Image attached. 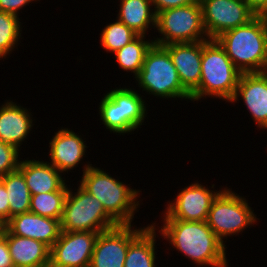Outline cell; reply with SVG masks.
I'll return each instance as SVG.
<instances>
[{"instance_id":"obj_1","label":"cell","mask_w":267,"mask_h":267,"mask_svg":"<svg viewBox=\"0 0 267 267\" xmlns=\"http://www.w3.org/2000/svg\"><path fill=\"white\" fill-rule=\"evenodd\" d=\"M159 227L152 223L170 248H175L198 267H228L226 245L208 226L206 221L163 219ZM158 227V228H157Z\"/></svg>"},{"instance_id":"obj_2","label":"cell","mask_w":267,"mask_h":267,"mask_svg":"<svg viewBox=\"0 0 267 267\" xmlns=\"http://www.w3.org/2000/svg\"><path fill=\"white\" fill-rule=\"evenodd\" d=\"M86 163L83 164L79 184L102 203L105 211L118 224H132L142 201L138 200L141 191L130 188L105 170L93 167L91 162Z\"/></svg>"},{"instance_id":"obj_3","label":"cell","mask_w":267,"mask_h":267,"mask_svg":"<svg viewBox=\"0 0 267 267\" xmlns=\"http://www.w3.org/2000/svg\"><path fill=\"white\" fill-rule=\"evenodd\" d=\"M215 40L242 73L263 72L267 59V16L227 30Z\"/></svg>"},{"instance_id":"obj_4","label":"cell","mask_w":267,"mask_h":267,"mask_svg":"<svg viewBox=\"0 0 267 267\" xmlns=\"http://www.w3.org/2000/svg\"><path fill=\"white\" fill-rule=\"evenodd\" d=\"M241 74L215 39L202 41L200 85L191 94V101L215 97L230 102Z\"/></svg>"},{"instance_id":"obj_5","label":"cell","mask_w":267,"mask_h":267,"mask_svg":"<svg viewBox=\"0 0 267 267\" xmlns=\"http://www.w3.org/2000/svg\"><path fill=\"white\" fill-rule=\"evenodd\" d=\"M135 79V82H138L136 85L148 95L162 100L181 98L180 100L191 101V95L183 88L169 52L163 46H151Z\"/></svg>"},{"instance_id":"obj_6","label":"cell","mask_w":267,"mask_h":267,"mask_svg":"<svg viewBox=\"0 0 267 267\" xmlns=\"http://www.w3.org/2000/svg\"><path fill=\"white\" fill-rule=\"evenodd\" d=\"M247 201L228 187L214 198L206 222L224 244L225 239L242 234L259 220Z\"/></svg>"},{"instance_id":"obj_7","label":"cell","mask_w":267,"mask_h":267,"mask_svg":"<svg viewBox=\"0 0 267 267\" xmlns=\"http://www.w3.org/2000/svg\"><path fill=\"white\" fill-rule=\"evenodd\" d=\"M76 192L69 186L65 200L61 223V231L103 232L119 224L105 211L102 203L80 184Z\"/></svg>"},{"instance_id":"obj_8","label":"cell","mask_w":267,"mask_h":267,"mask_svg":"<svg viewBox=\"0 0 267 267\" xmlns=\"http://www.w3.org/2000/svg\"><path fill=\"white\" fill-rule=\"evenodd\" d=\"M155 30L161 34L160 37H153L154 44L159 46L209 40L199 0L194 4L158 12Z\"/></svg>"},{"instance_id":"obj_9","label":"cell","mask_w":267,"mask_h":267,"mask_svg":"<svg viewBox=\"0 0 267 267\" xmlns=\"http://www.w3.org/2000/svg\"><path fill=\"white\" fill-rule=\"evenodd\" d=\"M203 24L209 39L223 32L247 24L256 14L245 0H199Z\"/></svg>"},{"instance_id":"obj_10","label":"cell","mask_w":267,"mask_h":267,"mask_svg":"<svg viewBox=\"0 0 267 267\" xmlns=\"http://www.w3.org/2000/svg\"><path fill=\"white\" fill-rule=\"evenodd\" d=\"M210 190L201 182H193L181 189L174 200L167 202L162 219L206 221L214 198L221 191Z\"/></svg>"},{"instance_id":"obj_11","label":"cell","mask_w":267,"mask_h":267,"mask_svg":"<svg viewBox=\"0 0 267 267\" xmlns=\"http://www.w3.org/2000/svg\"><path fill=\"white\" fill-rule=\"evenodd\" d=\"M99 232L62 231L50 251L49 267H89Z\"/></svg>"},{"instance_id":"obj_12","label":"cell","mask_w":267,"mask_h":267,"mask_svg":"<svg viewBox=\"0 0 267 267\" xmlns=\"http://www.w3.org/2000/svg\"><path fill=\"white\" fill-rule=\"evenodd\" d=\"M134 227L132 224H119L100 232L89 267H124L129 241L141 230Z\"/></svg>"},{"instance_id":"obj_13","label":"cell","mask_w":267,"mask_h":267,"mask_svg":"<svg viewBox=\"0 0 267 267\" xmlns=\"http://www.w3.org/2000/svg\"><path fill=\"white\" fill-rule=\"evenodd\" d=\"M243 100L259 129L267 130V75L263 72L242 73L229 103Z\"/></svg>"},{"instance_id":"obj_14","label":"cell","mask_w":267,"mask_h":267,"mask_svg":"<svg viewBox=\"0 0 267 267\" xmlns=\"http://www.w3.org/2000/svg\"><path fill=\"white\" fill-rule=\"evenodd\" d=\"M87 148L81 135L61 127L49 142V163L63 175L64 172H73L71 170L83 162Z\"/></svg>"},{"instance_id":"obj_15","label":"cell","mask_w":267,"mask_h":267,"mask_svg":"<svg viewBox=\"0 0 267 267\" xmlns=\"http://www.w3.org/2000/svg\"><path fill=\"white\" fill-rule=\"evenodd\" d=\"M172 59L183 88L191 95L200 85L202 41L163 46Z\"/></svg>"},{"instance_id":"obj_16","label":"cell","mask_w":267,"mask_h":267,"mask_svg":"<svg viewBox=\"0 0 267 267\" xmlns=\"http://www.w3.org/2000/svg\"><path fill=\"white\" fill-rule=\"evenodd\" d=\"M5 228L12 234L41 241L50 248L61 234L60 220L43 217L32 212L11 217Z\"/></svg>"},{"instance_id":"obj_17","label":"cell","mask_w":267,"mask_h":267,"mask_svg":"<svg viewBox=\"0 0 267 267\" xmlns=\"http://www.w3.org/2000/svg\"><path fill=\"white\" fill-rule=\"evenodd\" d=\"M32 116L29 109L11 100L5 101L0 106V141L20 150L35 125Z\"/></svg>"},{"instance_id":"obj_18","label":"cell","mask_w":267,"mask_h":267,"mask_svg":"<svg viewBox=\"0 0 267 267\" xmlns=\"http://www.w3.org/2000/svg\"><path fill=\"white\" fill-rule=\"evenodd\" d=\"M18 170L23 174L31 195L69 191L63 174L48 161L22 159Z\"/></svg>"},{"instance_id":"obj_19","label":"cell","mask_w":267,"mask_h":267,"mask_svg":"<svg viewBox=\"0 0 267 267\" xmlns=\"http://www.w3.org/2000/svg\"><path fill=\"white\" fill-rule=\"evenodd\" d=\"M7 238L14 267H49L51 248L32 238L10 233L6 228L3 234Z\"/></svg>"},{"instance_id":"obj_20","label":"cell","mask_w":267,"mask_h":267,"mask_svg":"<svg viewBox=\"0 0 267 267\" xmlns=\"http://www.w3.org/2000/svg\"><path fill=\"white\" fill-rule=\"evenodd\" d=\"M115 103L120 105L121 117H123V134L131 133L143 125L147 117L145 99L134 87H117L106 93ZM143 98V99H142Z\"/></svg>"},{"instance_id":"obj_21","label":"cell","mask_w":267,"mask_h":267,"mask_svg":"<svg viewBox=\"0 0 267 267\" xmlns=\"http://www.w3.org/2000/svg\"><path fill=\"white\" fill-rule=\"evenodd\" d=\"M117 20L138 35L146 36L149 28H156V13L151 0H120Z\"/></svg>"},{"instance_id":"obj_22","label":"cell","mask_w":267,"mask_h":267,"mask_svg":"<svg viewBox=\"0 0 267 267\" xmlns=\"http://www.w3.org/2000/svg\"><path fill=\"white\" fill-rule=\"evenodd\" d=\"M156 227L153 224L141 230L129 241L124 267H157L156 265Z\"/></svg>"},{"instance_id":"obj_23","label":"cell","mask_w":267,"mask_h":267,"mask_svg":"<svg viewBox=\"0 0 267 267\" xmlns=\"http://www.w3.org/2000/svg\"><path fill=\"white\" fill-rule=\"evenodd\" d=\"M0 181L4 184L8 193L10 218L29 212L32 195L27 187L23 174L19 170H16L6 174Z\"/></svg>"},{"instance_id":"obj_24","label":"cell","mask_w":267,"mask_h":267,"mask_svg":"<svg viewBox=\"0 0 267 267\" xmlns=\"http://www.w3.org/2000/svg\"><path fill=\"white\" fill-rule=\"evenodd\" d=\"M154 44L153 39H146L144 35H138L133 41L114 53L117 64L124 71L133 73L134 78L139 74L147 51Z\"/></svg>"},{"instance_id":"obj_25","label":"cell","mask_w":267,"mask_h":267,"mask_svg":"<svg viewBox=\"0 0 267 267\" xmlns=\"http://www.w3.org/2000/svg\"><path fill=\"white\" fill-rule=\"evenodd\" d=\"M67 194L68 191H53L32 195L29 212L61 220Z\"/></svg>"},{"instance_id":"obj_26","label":"cell","mask_w":267,"mask_h":267,"mask_svg":"<svg viewBox=\"0 0 267 267\" xmlns=\"http://www.w3.org/2000/svg\"><path fill=\"white\" fill-rule=\"evenodd\" d=\"M20 21L18 16L0 11V60L7 58L18 47L22 37Z\"/></svg>"},{"instance_id":"obj_27","label":"cell","mask_w":267,"mask_h":267,"mask_svg":"<svg viewBox=\"0 0 267 267\" xmlns=\"http://www.w3.org/2000/svg\"><path fill=\"white\" fill-rule=\"evenodd\" d=\"M100 35V45L108 53H115L122 47L133 41L138 34L117 19L113 23H108L102 29Z\"/></svg>"},{"instance_id":"obj_28","label":"cell","mask_w":267,"mask_h":267,"mask_svg":"<svg viewBox=\"0 0 267 267\" xmlns=\"http://www.w3.org/2000/svg\"><path fill=\"white\" fill-rule=\"evenodd\" d=\"M99 105V115L105 128L118 135H123V117H121L120 105L115 103L107 94H104Z\"/></svg>"},{"instance_id":"obj_29","label":"cell","mask_w":267,"mask_h":267,"mask_svg":"<svg viewBox=\"0 0 267 267\" xmlns=\"http://www.w3.org/2000/svg\"><path fill=\"white\" fill-rule=\"evenodd\" d=\"M15 146L0 141V179L18 170L21 157Z\"/></svg>"},{"instance_id":"obj_30","label":"cell","mask_w":267,"mask_h":267,"mask_svg":"<svg viewBox=\"0 0 267 267\" xmlns=\"http://www.w3.org/2000/svg\"><path fill=\"white\" fill-rule=\"evenodd\" d=\"M33 1L37 2L40 0H0V11L14 14L19 17V11L26 7Z\"/></svg>"},{"instance_id":"obj_31","label":"cell","mask_w":267,"mask_h":267,"mask_svg":"<svg viewBox=\"0 0 267 267\" xmlns=\"http://www.w3.org/2000/svg\"><path fill=\"white\" fill-rule=\"evenodd\" d=\"M197 1L198 0H151L156 14L167 9L194 4Z\"/></svg>"},{"instance_id":"obj_32","label":"cell","mask_w":267,"mask_h":267,"mask_svg":"<svg viewBox=\"0 0 267 267\" xmlns=\"http://www.w3.org/2000/svg\"><path fill=\"white\" fill-rule=\"evenodd\" d=\"M0 267H14L7 238L3 234L0 235Z\"/></svg>"},{"instance_id":"obj_33","label":"cell","mask_w":267,"mask_h":267,"mask_svg":"<svg viewBox=\"0 0 267 267\" xmlns=\"http://www.w3.org/2000/svg\"><path fill=\"white\" fill-rule=\"evenodd\" d=\"M0 218L6 223L10 219L8 193L0 181Z\"/></svg>"},{"instance_id":"obj_34","label":"cell","mask_w":267,"mask_h":267,"mask_svg":"<svg viewBox=\"0 0 267 267\" xmlns=\"http://www.w3.org/2000/svg\"><path fill=\"white\" fill-rule=\"evenodd\" d=\"M256 15L267 16V0H245Z\"/></svg>"},{"instance_id":"obj_35","label":"cell","mask_w":267,"mask_h":267,"mask_svg":"<svg viewBox=\"0 0 267 267\" xmlns=\"http://www.w3.org/2000/svg\"><path fill=\"white\" fill-rule=\"evenodd\" d=\"M5 224L6 223L0 218V235L4 234Z\"/></svg>"},{"instance_id":"obj_36","label":"cell","mask_w":267,"mask_h":267,"mask_svg":"<svg viewBox=\"0 0 267 267\" xmlns=\"http://www.w3.org/2000/svg\"><path fill=\"white\" fill-rule=\"evenodd\" d=\"M263 73L267 75V59H266V62H265Z\"/></svg>"}]
</instances>
